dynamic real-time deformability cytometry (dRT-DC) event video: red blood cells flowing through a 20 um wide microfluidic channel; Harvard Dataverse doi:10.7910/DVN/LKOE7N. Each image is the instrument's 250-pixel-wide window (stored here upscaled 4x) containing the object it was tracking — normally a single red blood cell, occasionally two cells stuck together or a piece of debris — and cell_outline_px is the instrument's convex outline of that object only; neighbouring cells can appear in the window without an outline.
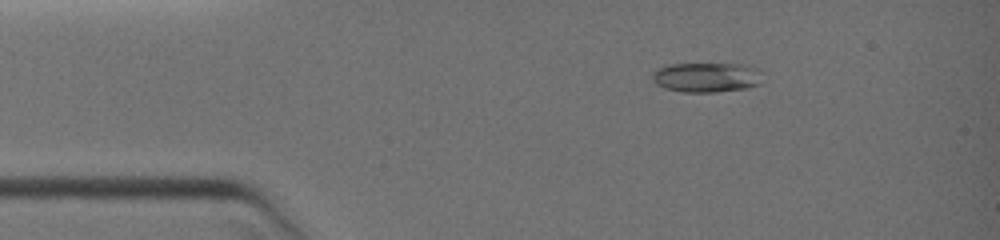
{"species": "common noctule bat (a hibernating species)", "species_latin": "Nyctalus noctula", "temperature_condition": "warm", "stored_images_in_passage": 32, "camera_frame_rate_fps": 3000, "um_per_image_px": 0.085, "animal": {"sex": "female", "body_mass_g": 19.0, "forearm_length_mm": 51.5}, "frame": {"image": 1, "passage_image": 2, "time_ms": 0.333, "image_size_px": [1000, 240], "cell_outline_px": [[760, 84], [748, 88], [716, 92], [684, 92], [664, 88], [656, 84], [652, 80], [652, 72], [656, 68], [668, 64], [740, 64], [760, 68]], "centroid_in_image_um": [60.03, 6.57], "position_along_channel_um": 25.0, "area_um2": 19.31}}
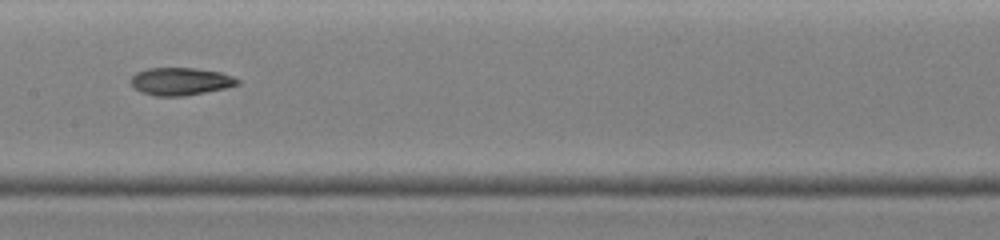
{"frame": {"image": 2, "passage_image": 14, "time_ms": 5.0, "image_size_px": [1000, 240], "cell_outline_px": [[240, 84], [224, 88], [184, 96], [156, 96], [140, 92], [132, 84], [132, 76], [136, 72], [148, 68], [196, 68], [220, 72], [232, 76], [240, 80]], "centroid_in_image_um": [15.35, 6.91], "position_along_channel_um": 192.0, "area_um2": 17.05}}
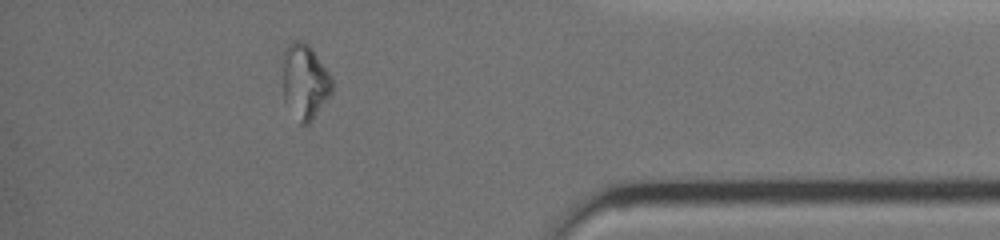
{"frame": {"image": 3, "passage_image": 28, "time_ms": 10.0, "image_size_px": [1000, 240], "cell_outline_px": [[332, 96], [312, 120], [308, 124], [300, 124], [284, 100], [280, 60], [284, 48], [292, 40], [300, 40], [308, 44], [312, 48], [328, 72], [332, 80]], "centroid_in_image_um": [25.87, 6.9], "position_along_channel_um": 409.3, "area_um2": 22.25}}